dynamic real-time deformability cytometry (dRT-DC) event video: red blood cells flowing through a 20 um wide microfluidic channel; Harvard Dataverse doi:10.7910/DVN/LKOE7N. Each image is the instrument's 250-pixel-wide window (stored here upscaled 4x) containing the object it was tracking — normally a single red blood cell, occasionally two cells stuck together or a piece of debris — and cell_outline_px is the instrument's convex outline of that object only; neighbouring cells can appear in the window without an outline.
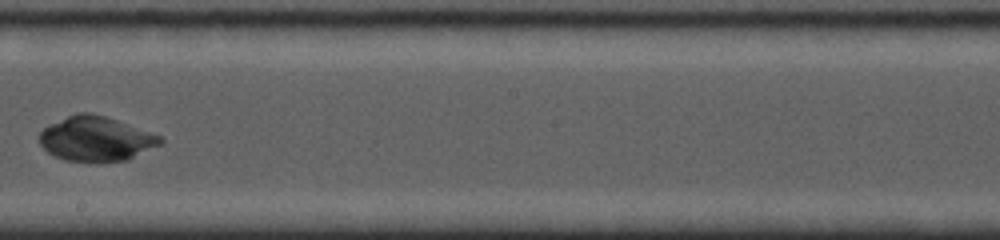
{"species": "common noctule bat (a hibernating species)", "species_latin": "Nyctalus noctula", "temperature_condition": "cold", "stored_images_in_passage": 12, "camera_frame_rate_fps": 5000, "um_per_image_px": 0.085, "animal": {"sex": "female", "body_mass_g": 19.0, "forearm_length_mm": 53.3}, "frame": {"image": 1, "passage_image": 6, "time_ms": 4.6, "image_size_px": [1000, 240], "cell_outline_px": [[164, 140], [160, 144], [128, 160], [96, 164], [64, 160], [48, 152], [40, 144], [40, 132], [48, 124], [68, 116], [80, 112], [92, 112], [116, 120], [160, 136]], "centroid_in_image_um": [8.13, 11.83], "position_along_channel_um": 240.1, "area_um2": 31.62}}
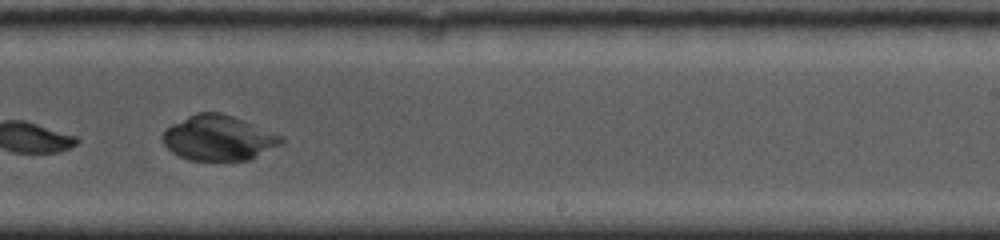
{"frame": {"image": 2, "passage_image": 7, "time_ms": 5.4, "image_size_px": [1000, 240], "cell_outline_px": [[288, 140], [252, 160], [188, 160], [172, 152], [164, 144], [164, 132], [172, 124], [196, 112], [220, 112], [244, 120], [284, 136]], "centroid_in_image_um": [18.64, 11.73], "position_along_channel_um": 270.4, "area_um2": 31.21}}